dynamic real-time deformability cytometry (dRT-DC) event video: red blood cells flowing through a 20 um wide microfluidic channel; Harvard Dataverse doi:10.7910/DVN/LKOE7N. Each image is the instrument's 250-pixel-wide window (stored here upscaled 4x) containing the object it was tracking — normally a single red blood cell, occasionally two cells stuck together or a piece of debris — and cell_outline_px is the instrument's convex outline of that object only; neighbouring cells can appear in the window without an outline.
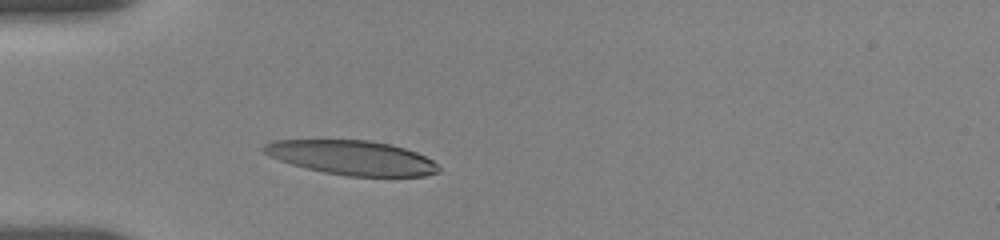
{"species": "human", "species_latin": "Homo sapiens", "temperature_condition": "room temperature", "stored_images_in_passage": 52, "camera_frame_rate_fps": 3000, "um_per_image_px": 0.085, "donor": {"sex": "female"}, "frame": {"image": 1, "passage_image": 1, "time_ms": 0.0, "image_size_px": [1000, 240], "cell_outline_px": [[440, 172], [424, 176], [348, 176], [324, 172], [292, 164], [268, 156], [260, 148], [264, 144], [272, 140], [368, 140], [392, 144], [416, 152], [432, 160], [440, 168]], "centroid_in_image_um": [29.9, 13.39], "position_along_channel_um": 55.1, "area_um2": 34.97}}
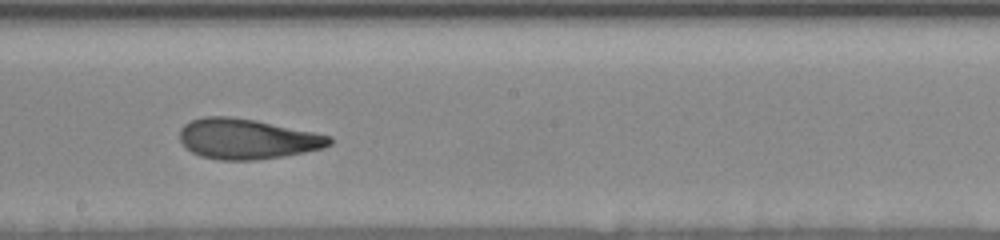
{"frame": {"image": 2, "passage_image": 26, "time_ms": 5.0, "image_size_px": [1000, 240], "cell_outline_px": [[332, 144], [324, 148], [284, 156], [256, 160], [216, 160], [200, 156], [192, 152], [180, 140], [180, 128], [184, 124], [192, 120], [204, 116], [228, 116], [256, 120], [316, 132], [332, 136]], "centroid_in_image_um": [21.03, 11.8], "position_along_channel_um": 227.2, "area_um2": 35.37}}
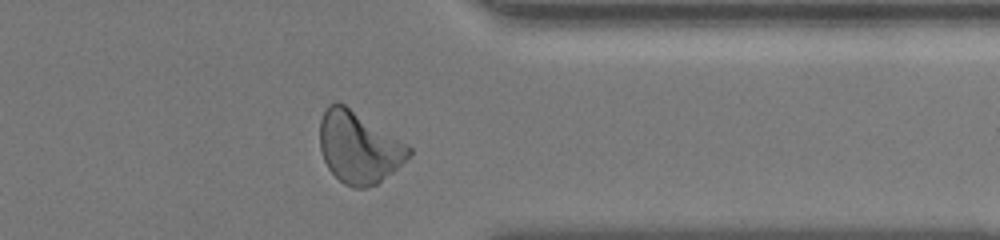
{"frame": {"image": 3, "passage_image": 48, "time_ms": 9.333, "image_size_px": [1000, 240], "cell_outline_px": [[412, 156], [392, 172], [376, 184], [364, 188], [352, 188], [344, 184], [328, 168], [320, 152], [320, 120], [328, 104], [336, 100], [344, 104], [408, 144], [412, 148]], "centroid_in_image_um": [30.5, 12.52], "position_along_channel_um": 380.9, "area_um2": 37.22}, "authors_computed_cell_mechanics": {"area_um2": 35.258, "velocity_mm_per_s": 3.6519, "shape_relaxation_time_tau1_ms": 6.4918, "shape_relaxation_time_tau2_ms": 2.324, "deformation_change_tau1": 0.2175, "deformation_change_tau2": 0.1041}}